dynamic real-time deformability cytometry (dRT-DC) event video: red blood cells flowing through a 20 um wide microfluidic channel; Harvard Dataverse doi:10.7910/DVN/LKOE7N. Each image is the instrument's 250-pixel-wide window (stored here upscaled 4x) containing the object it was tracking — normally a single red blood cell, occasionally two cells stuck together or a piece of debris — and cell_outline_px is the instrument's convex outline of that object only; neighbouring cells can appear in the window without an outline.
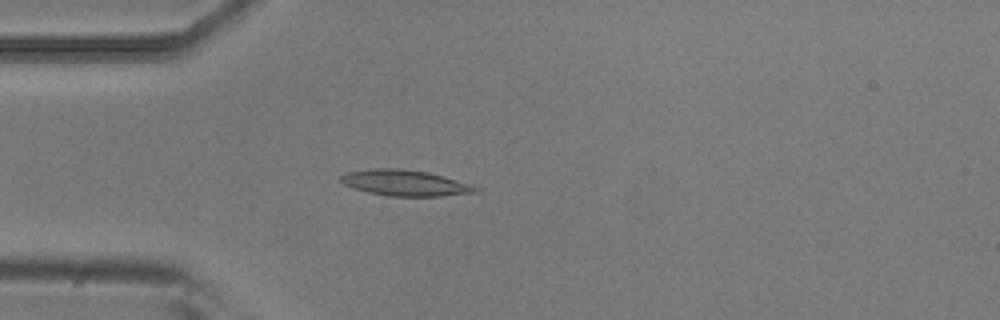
{"species": "common noctule bat (a hibernating species)", "species_latin": "Nyctalus noctula", "temperature_condition": "room temperature", "stored_images_in_passage": 4, "camera_frame_rate_fps": 3000, "um_per_image_px": 0.085, "animal": {"sex": "male", "body_mass_g": 20.5, "forearm_length_mm": 52.5}, "frame": {"image": 1, "passage_image": 4, "time_ms": 1.0, "image_size_px": [1000, 320], "cell_outline_px": [[480, 192], [440, 196], [388, 196], [368, 192], [344, 184], [340, 180], [340, 176], [348, 172], [372, 168], [400, 168], [428, 172], [444, 176], [480, 188]], "centroid_in_image_um": [34.44, 15.54], "position_along_channel_um": 50.6, "area_um2": 20.23}}